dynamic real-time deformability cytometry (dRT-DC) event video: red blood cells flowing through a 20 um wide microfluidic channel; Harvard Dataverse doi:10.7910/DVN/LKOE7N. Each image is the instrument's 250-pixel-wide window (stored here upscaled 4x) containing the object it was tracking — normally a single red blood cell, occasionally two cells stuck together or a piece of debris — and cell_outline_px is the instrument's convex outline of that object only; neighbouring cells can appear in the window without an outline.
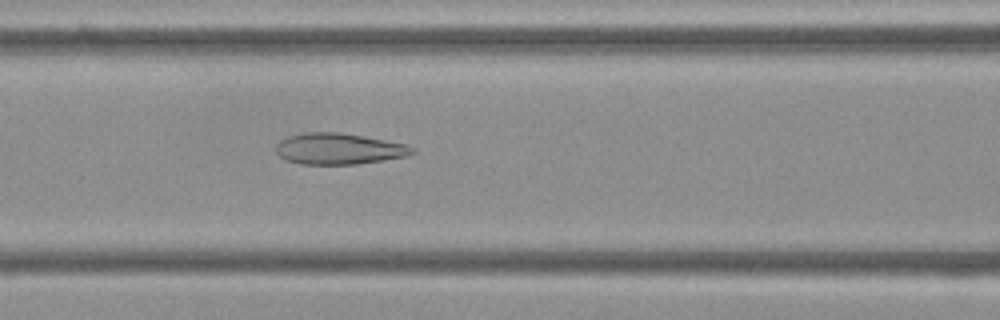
{"species": "Egyptian fruit bat (a non-hibernating species)", "species_latin": "Rousettus aegyptiacus", "temperature_condition": "cold", "stored_images_in_passage": 48, "camera_frame_rate_fps": 3000, "um_per_image_px": 0.085, "frame": {"image": 1, "passage_image": 17, "time_ms": 5.333, "image_size_px": [1000, 320], "cell_outline_px": [[416, 152], [408, 156], [384, 160], [356, 164], [300, 164], [284, 160], [276, 152], [276, 144], [280, 140], [288, 136], [304, 132], [340, 132], [364, 136], [408, 144], [416, 148]], "centroid_in_image_um": [28.82, 12.64], "position_along_channel_um": 137.8, "area_um2": 25.09}}
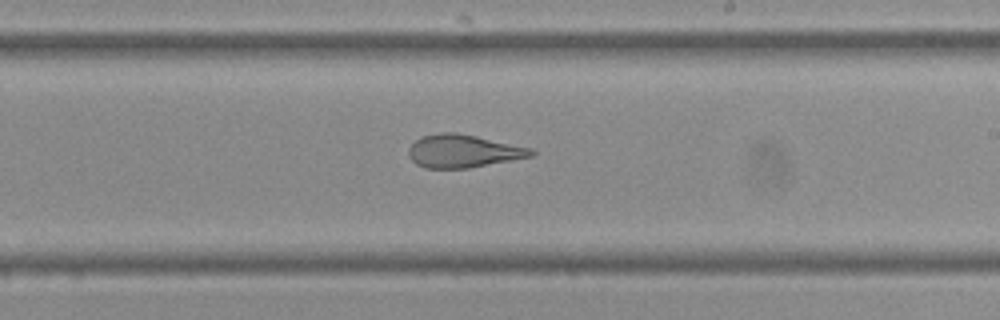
{"frame": {"image": 2, "passage_image": 26, "time_ms": 8.333, "image_size_px": [1000, 320], "cell_outline_px": [[536, 152], [532, 156], [512, 160], [468, 168], [424, 168], [416, 164], [408, 156], [408, 148], [420, 136], [440, 132], [456, 132], [476, 136], [532, 148]], "centroid_in_image_um": [39.34, 12.84], "position_along_channel_um": 249.7, "area_um2": 23.58}}
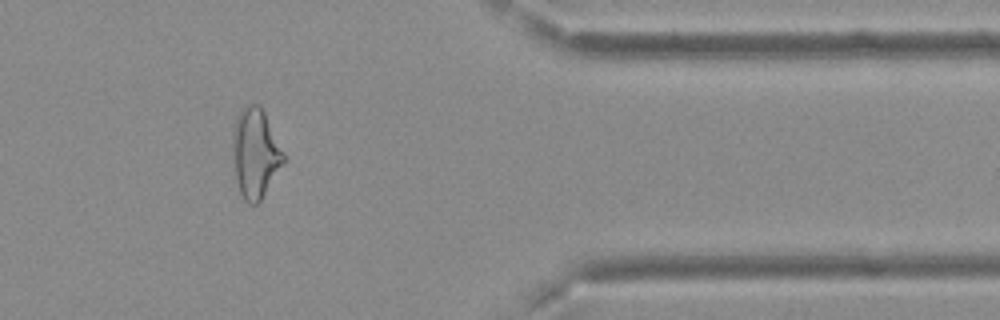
{"frame": {"image": 3, "passage_image": 39, "time_ms": 12.667, "image_size_px": [1000, 320], "cell_outline_px": [[284, 164], [260, 200], [256, 204], [248, 204], [244, 200], [240, 192], [236, 176], [232, 156], [232, 132], [236, 116], [248, 104], [260, 104], [284, 152]], "centroid_in_image_um": [21.69, 13.01], "position_along_channel_um": 389.7, "area_um2": 26.47}, "authors_computed_cell_mechanics": {"area_um2": 26.0678, "velocity_mm_per_s": 3.733, "shape_relaxation_time_tau1_ms": null, "shape_relaxation_time_tau2_ms": 1.4897, "deformation_change_tau1": null, "deformation_change_tau2": 0.108}}